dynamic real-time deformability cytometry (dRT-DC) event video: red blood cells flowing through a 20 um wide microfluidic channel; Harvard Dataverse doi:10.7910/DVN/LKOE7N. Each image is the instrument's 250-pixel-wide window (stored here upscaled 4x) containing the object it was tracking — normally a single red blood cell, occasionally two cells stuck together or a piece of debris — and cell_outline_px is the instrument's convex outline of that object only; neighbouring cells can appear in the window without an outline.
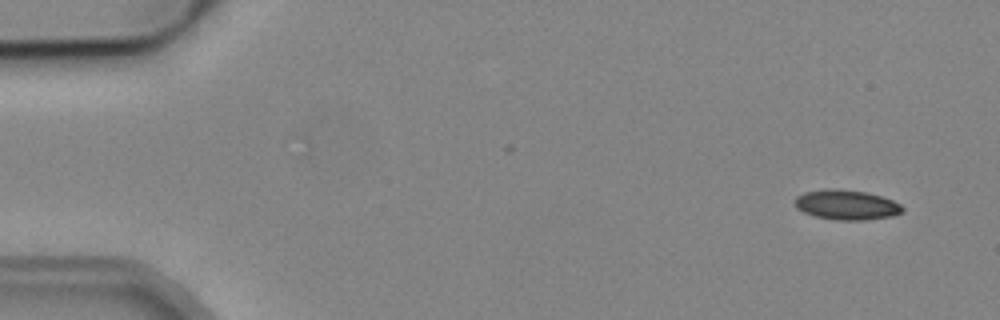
{"species": "common noctule bat (a hibernating species)", "species_latin": "Nyctalus noctula", "temperature_condition": "cold", "stored_images_in_passage": 8, "camera_frame_rate_fps": 3000, "um_per_image_px": 0.085, "animal": {"sex": "male", "body_mass_g": 19.2, "forearm_length_mm": 51.8}, "frame": {"image": 1, "passage_image": 1, "time_ms": 0.0, "image_size_px": [1000, 320], "cell_outline_px": [[904, 212], [892, 216], [864, 220], [836, 220], [816, 216], [804, 212], [796, 208], [792, 200], [796, 196], [804, 192], [832, 188], [868, 192], [892, 200], [900, 204], [904, 208]], "centroid_in_image_um": [71.94, 17.41], "position_along_channel_um": 13.1, "area_um2": 18.84}}
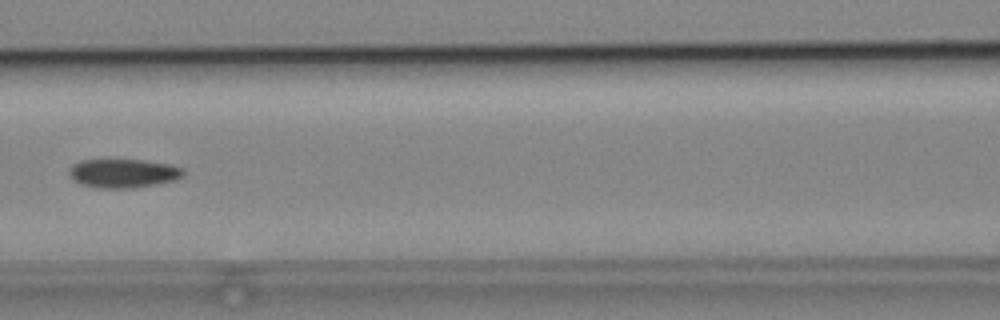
{"frame": {"image": 2, "passage_image": 7, "time_ms": 7.0, "image_size_px": [1000, 320], "cell_outline_px": [[184, 172], [180, 176], [172, 180], [152, 184], [128, 188], [100, 188], [84, 184], [76, 180], [68, 172], [72, 164], [80, 160], [144, 160], [168, 164], [180, 168]], "centroid_in_image_um": [10.42, 14.71], "position_along_channel_um": 156.2, "area_um2": 18.5}}
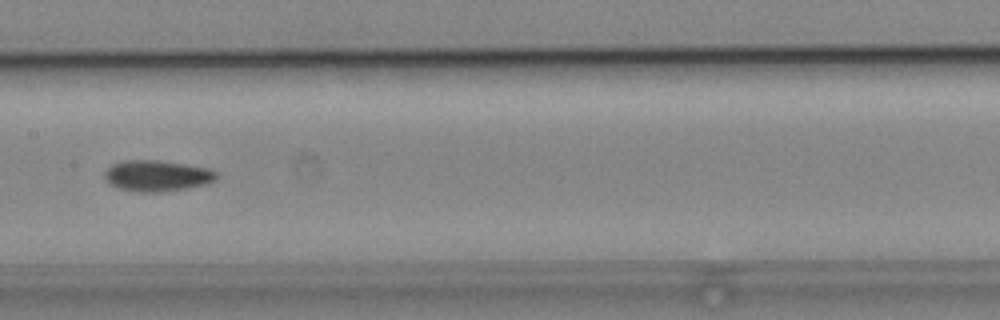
{"frame": {"image": 3, "passage_image": 8, "time_ms": 8.0, "image_size_px": [1000, 320], "cell_outline_px": [[216, 180], [204, 184], [156, 192], [148, 192], [120, 188], [112, 184], [104, 176], [104, 172], [112, 164], [124, 160], [160, 160], [208, 168], [216, 172]], "centroid_in_image_um": [13.34, 14.91], "position_along_channel_um": 194.1, "area_um2": 19.59}}